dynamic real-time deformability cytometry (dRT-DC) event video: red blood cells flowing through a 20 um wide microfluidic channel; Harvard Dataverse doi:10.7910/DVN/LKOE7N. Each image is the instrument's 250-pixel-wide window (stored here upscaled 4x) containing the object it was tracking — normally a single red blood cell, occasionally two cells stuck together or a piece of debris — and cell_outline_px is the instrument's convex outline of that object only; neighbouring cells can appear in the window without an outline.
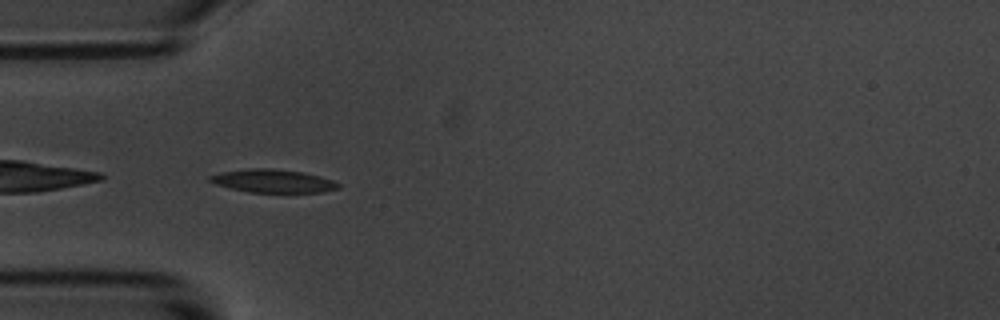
{"species": "common noctule bat (a hibernating species)", "species_latin": "Nyctalus noctula", "temperature_condition": "room temperature", "stored_images_in_passage": 40, "camera_frame_rate_fps": 3000, "um_per_image_px": 0.085, "animal": {"sex": "male", "body_mass_g": 20.1, "forearm_length_mm": 53.5}, "frame": {"image": 1, "passage_image": 1, "time_ms": 0.0, "image_size_px": [1000, 320], "cell_outline_px": [[340, 188], [320, 192], [248, 192], [216, 184], [208, 180], [208, 176], [224, 172], [248, 168], [272, 168], [304, 172], [320, 176], [332, 180], [340, 184]], "centroid_in_image_um": [23.22, 15.38], "position_along_channel_um": 61.8, "area_um2": 17.22}}
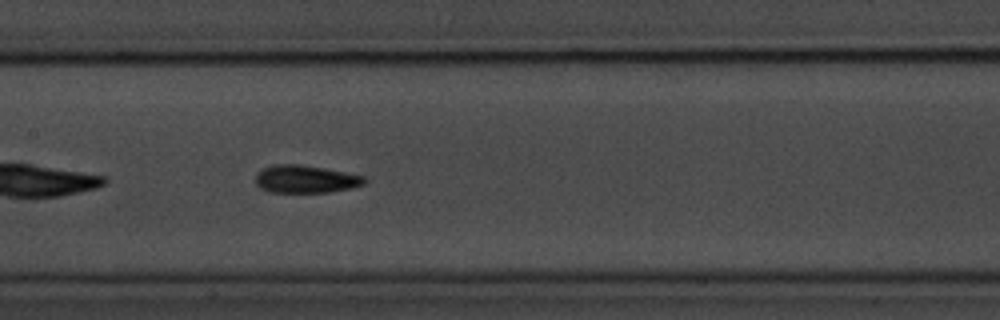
{"frame": {"image": 2, "passage_image": 11, "time_ms": 3.333, "image_size_px": [1000, 320], "cell_outline_px": [[368, 180], [364, 184], [348, 188], [328, 192], [268, 192], [260, 188], [256, 184], [256, 176], [264, 168], [272, 164], [300, 164], [324, 168], [364, 176]], "centroid_in_image_um": [25.96, 15.22], "position_along_channel_um": 181.4, "area_um2": 17.46}}
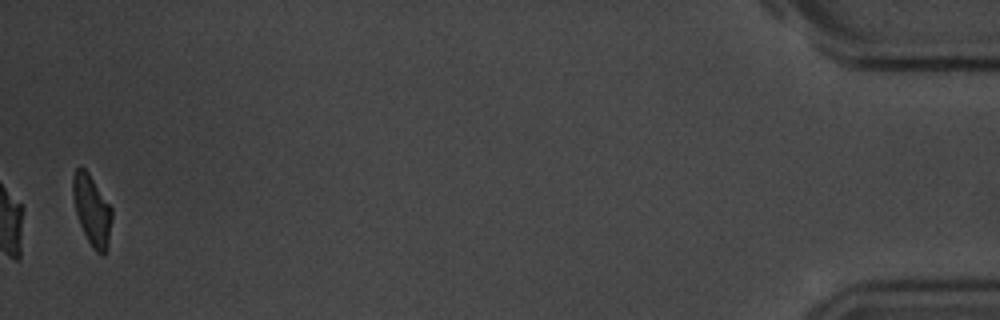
{"frame": {"image": 3, "passage_image": 39, "time_ms": 12.667, "image_size_px": [1000, 320], "cell_outline_px": [[112, 220], [108, 248], [104, 256], [100, 256], [92, 248], [80, 224], [76, 212], [72, 196], [72, 176], [76, 168], [84, 168], [88, 172], [112, 208]], "centroid_in_image_um": [7.82, 17.91], "position_along_channel_um": 427.4, "area_um2": 16.13}, "authors_computed_cell_mechanics": {"area_um2": 17.051, "velocity_mm_per_s": 3.6133, "shape_relaxation_time_tau1_ms": 3.4021, "shape_relaxation_time_tau2_ms": 1.9753, "deformation_change_tau1": 0.1373, "deformation_change_tau2": 0.0795}}